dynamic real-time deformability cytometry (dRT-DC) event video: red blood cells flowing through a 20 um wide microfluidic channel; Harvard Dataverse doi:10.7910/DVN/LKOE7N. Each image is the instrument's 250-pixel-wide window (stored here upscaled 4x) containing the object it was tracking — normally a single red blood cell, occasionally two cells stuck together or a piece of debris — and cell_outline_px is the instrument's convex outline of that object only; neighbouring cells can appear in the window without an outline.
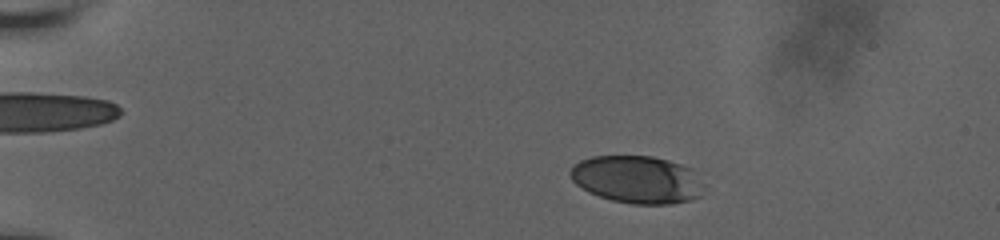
{"species": "human", "species_latin": "Homo sapiens", "temperature_condition": "room temperature", "stored_images_in_passage": 56, "camera_frame_rate_fps": 3000, "um_per_image_px": 0.085, "donor": {"sex": "male"}, "frame": {"image": 1, "passage_image": 10, "time_ms": 3.0, "image_size_px": [1000, 240], "cell_outline_px": [[708, 184], [704, 196], [692, 200], [672, 204], [632, 204], [612, 200], [588, 192], [576, 184], [572, 180], [568, 172], [572, 164], [580, 160], [592, 156], [652, 156], [668, 160], [692, 168]], "centroid_in_image_um": [54.24, 15.27], "position_along_channel_um": 30.8, "area_um2": 38.03}}
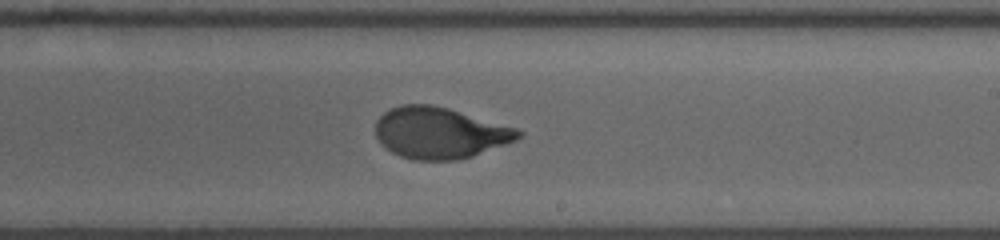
{"frame": {"image": 2, "passage_image": 35, "time_ms": 11.333, "image_size_px": [1000, 240], "cell_outline_px": [[524, 136], [516, 140], [472, 156], [460, 160], [412, 160], [400, 156], [392, 152], [376, 136], [376, 120], [388, 108], [400, 104], [432, 104], [448, 108], [516, 128], [524, 132]], "centroid_in_image_um": [37.38, 11.29], "position_along_channel_um": 251.6, "area_um2": 42.6}}
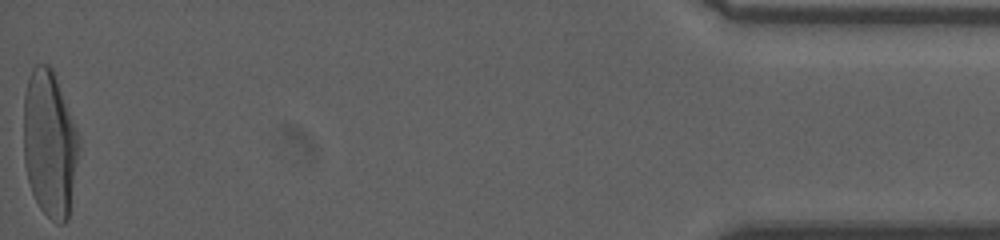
{"frame": {"image": 3, "passage_image": 56, "time_ms": 18.333, "image_size_px": [1000, 240], "cell_outline_px": [[80, 148], [68, 220], [64, 224], [56, 224], [40, 208], [32, 192], [28, 180], [24, 160], [24, 92], [32, 68], [36, 64], [48, 64], [52, 68], [80, 136]], "centroid_in_image_um": [4.23, 12.24], "position_along_channel_um": 431.0, "area_um2": 47.51}, "authors_computed_cell_mechanics": {"area_um2": 42.4252, "velocity_mm_per_s": 3.7714, "shape_relaxation_time_tau1_ms": 4.0288, "shape_relaxation_time_tau2_ms": null, "deformation_change_tau1": 0.2057, "deformation_change_tau2": null}}